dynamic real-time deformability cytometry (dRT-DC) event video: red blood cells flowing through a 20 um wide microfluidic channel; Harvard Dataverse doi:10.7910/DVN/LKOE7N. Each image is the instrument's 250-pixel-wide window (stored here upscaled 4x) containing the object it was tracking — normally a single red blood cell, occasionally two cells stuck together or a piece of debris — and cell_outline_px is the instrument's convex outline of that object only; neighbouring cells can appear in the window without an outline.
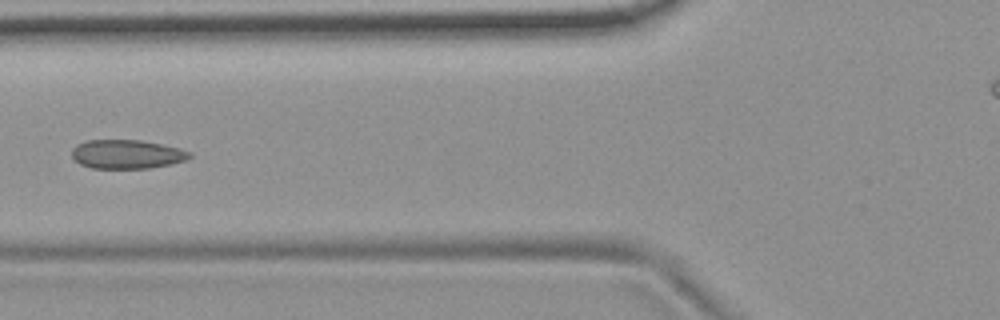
{"species": "common noctule bat (a hibernating species)", "species_latin": "Nyctalus noctula", "temperature_condition": "room temperature", "stored_images_in_passage": 7, "camera_frame_rate_fps": 3000, "um_per_image_px": 0.085, "animal": {"sex": "female", "body_mass_g": 19.9}, "frame": {"image": 1, "passage_image": 7, "time_ms": 7.0, "image_size_px": [1000, 320], "cell_outline_px": [[192, 156], [188, 160], [172, 164], [148, 168], [92, 168], [80, 164], [72, 156], [72, 148], [76, 144], [88, 140], [140, 140], [180, 148], [192, 152]], "centroid_in_image_um": [10.81, 13.11], "position_along_channel_um": 115.0, "area_um2": 19.94}}